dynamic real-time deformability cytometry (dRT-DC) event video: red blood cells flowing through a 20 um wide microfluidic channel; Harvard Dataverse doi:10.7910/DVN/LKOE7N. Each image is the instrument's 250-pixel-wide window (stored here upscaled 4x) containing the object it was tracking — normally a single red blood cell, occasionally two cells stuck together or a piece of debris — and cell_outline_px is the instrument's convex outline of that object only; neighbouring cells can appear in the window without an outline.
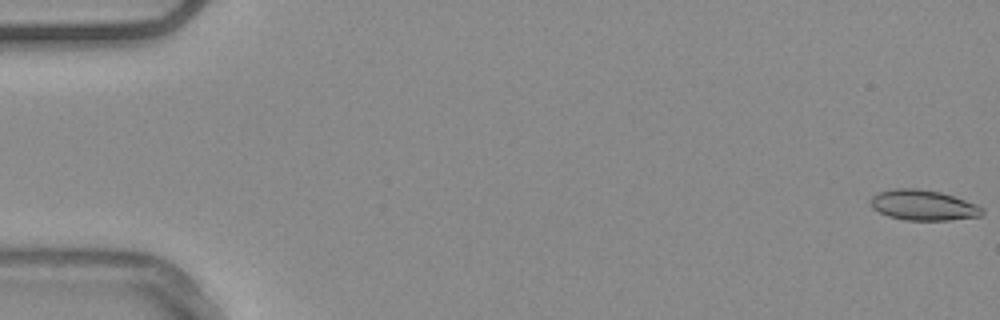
{"species": "common noctule bat (a hibernating species)", "species_latin": "Nyctalus noctula", "temperature_condition": "warm", "stored_images_in_passage": 55, "camera_frame_rate_fps": 3000, "um_per_image_px": 0.085, "animal": {"sex": "male", "body_mass_g": 20.4}, "frame": {"image": 1, "passage_image": 1, "time_ms": 0.0, "image_size_px": [1000, 320], "cell_outline_px": [[984, 212], [980, 216], [948, 220], [904, 220], [888, 216], [872, 208], [868, 200], [872, 196], [880, 192], [892, 188], [916, 188], [940, 192], [976, 204], [984, 208]], "centroid_in_image_um": [78.44, 17.44], "position_along_channel_um": 6.6, "area_um2": 19.77}}
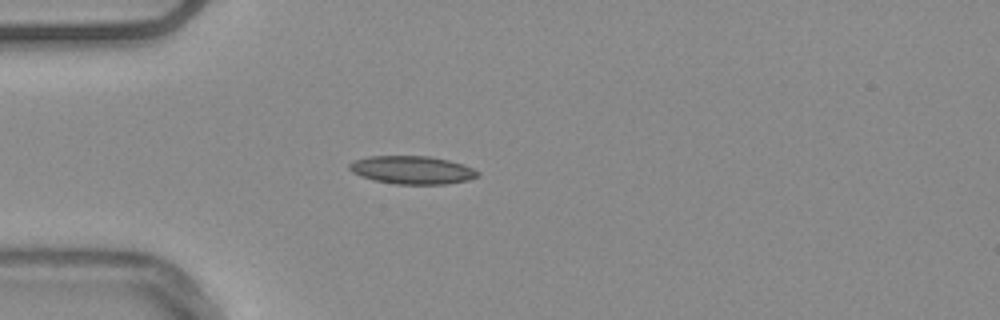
{"frame": {"image": 2, "passage_image": 16, "time_ms": 5.0, "image_size_px": [1000, 320], "cell_outline_px": [[480, 176], [468, 180], [444, 184], [396, 184], [376, 180], [352, 172], [348, 168], [348, 164], [352, 160], [368, 156], [428, 156], [448, 160], [472, 168], [480, 172]], "centroid_in_image_um": [35.02, 14.44], "position_along_channel_um": 50.0, "area_um2": 20.87}}
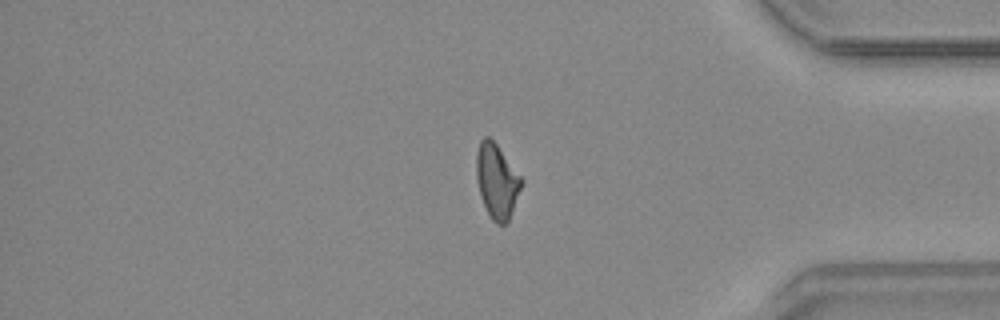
{"frame": {"image": 3, "passage_image": 46, "time_ms": 15.0, "image_size_px": [1000, 320], "cell_outline_px": [[524, 180], [508, 224], [496, 224], [492, 220], [480, 196], [476, 176], [476, 152], [480, 140], [484, 136], [488, 136], [496, 144]], "centroid_in_image_um": [42.23, 15.4], "position_along_channel_um": 393.0, "area_um2": 19.59}, "authors_computed_cell_mechanics": {"area_um2": 19.3052, "velocity_mm_per_s": 3.7824, "shape_relaxation_time_tau1_ms": 5.074, "shape_relaxation_time_tau2_ms": 3.9717, "deformation_change_tau1": 0.1465, "deformation_change_tau2": 0.1268}}